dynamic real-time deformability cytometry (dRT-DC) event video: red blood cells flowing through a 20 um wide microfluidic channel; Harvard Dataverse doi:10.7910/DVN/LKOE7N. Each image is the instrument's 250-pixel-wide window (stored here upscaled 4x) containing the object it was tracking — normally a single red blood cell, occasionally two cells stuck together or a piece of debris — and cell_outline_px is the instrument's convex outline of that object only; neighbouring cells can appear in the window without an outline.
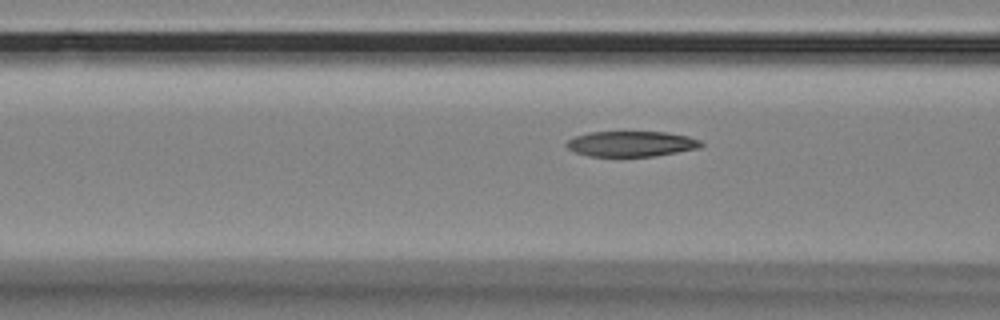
{"species": "Egyptian fruit bat (a non-hibernating species)", "species_latin": "Rousettus aegyptiacus", "temperature_condition": "room temperature", "stored_images_in_passage": 7, "camera_frame_rate_fps": 3000, "um_per_image_px": 0.085, "animal": {"sex": "female"}, "frame": {"image": 1, "passage_image": 4, "time_ms": 1.0, "image_size_px": [1000, 320], "cell_outline_px": [[704, 144], [700, 148], [652, 156], [588, 156], [576, 152], [568, 148], [564, 144], [568, 140], [576, 136], [588, 132], [668, 132], [688, 136], [700, 140]], "centroid_in_image_um": [53.67, 12.22], "position_along_channel_um": 112.9, "area_um2": 19.88}}